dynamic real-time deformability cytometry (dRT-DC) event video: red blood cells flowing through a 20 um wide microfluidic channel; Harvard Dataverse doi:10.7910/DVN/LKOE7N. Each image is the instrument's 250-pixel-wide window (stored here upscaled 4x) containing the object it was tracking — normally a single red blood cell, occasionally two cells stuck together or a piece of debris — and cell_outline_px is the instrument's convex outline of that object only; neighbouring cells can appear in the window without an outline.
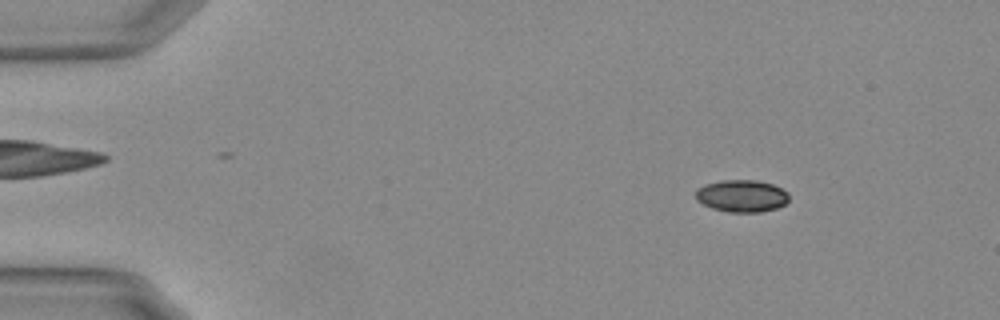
{"species": "Egyptian fruit bat (a non-hibernating species)", "species_latin": "Rousettus aegyptiacus", "temperature_condition": "warm", "stored_images_in_passage": 16, "camera_frame_rate_fps": 3000, "um_per_image_px": 0.085, "animal": {"sex": "female"}, "frame": {"image": 1, "passage_image": 7, "time_ms": 2.0, "image_size_px": [1000, 320], "cell_outline_px": [[788, 200], [784, 204], [776, 208], [760, 212], [728, 212], [712, 208], [696, 200], [696, 188], [704, 184], [720, 180], [756, 180], [772, 184], [788, 192]], "centroid_in_image_um": [63.02, 16.64], "position_along_channel_um": 22.0, "area_um2": 17.51}}